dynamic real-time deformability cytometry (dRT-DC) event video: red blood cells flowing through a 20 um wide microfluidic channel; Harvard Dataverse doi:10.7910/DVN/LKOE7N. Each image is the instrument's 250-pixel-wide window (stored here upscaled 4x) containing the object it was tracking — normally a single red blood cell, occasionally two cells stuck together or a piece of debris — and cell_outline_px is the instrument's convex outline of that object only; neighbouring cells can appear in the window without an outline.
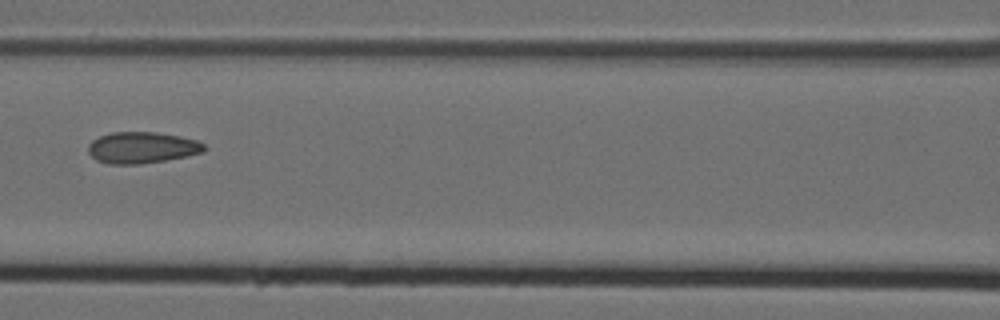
{"species": "Egyptian fruit bat (a non-hibernating species)", "species_latin": "Rousettus aegyptiacus", "temperature_condition": "cold", "stored_images_in_passage": 9, "camera_frame_rate_fps": 3000, "um_per_image_px": 0.085, "animal": {"sex": "female"}, "frame": {"image": 1, "passage_image": 6, "time_ms": 1.667, "image_size_px": [1000, 320], "cell_outline_px": [[208, 148], [204, 152], [164, 160], [140, 164], [108, 164], [96, 160], [88, 152], [88, 144], [92, 140], [100, 136], [112, 132], [156, 132], [180, 136], [196, 140], [204, 144]], "centroid_in_image_um": [12.06, 12.54], "position_along_channel_um": 154.5, "area_um2": 21.21}}
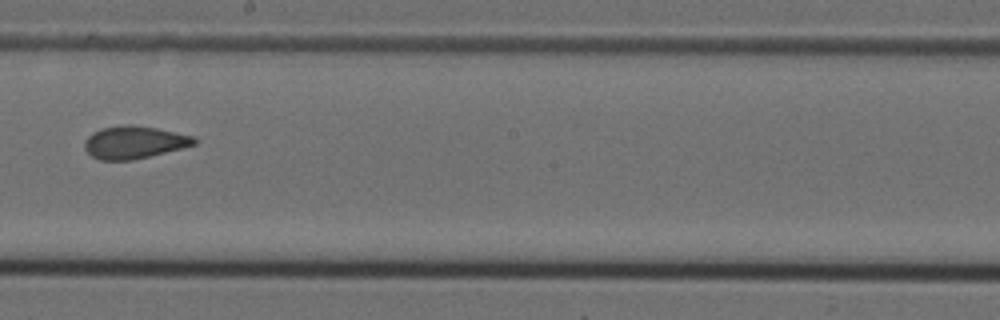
{"frame": {"image": 2, "passage_image": 8, "time_ms": 2.333, "image_size_px": [1000, 320], "cell_outline_px": [[196, 144], [132, 160], [100, 160], [92, 156], [84, 148], [84, 140], [92, 132], [100, 128], [120, 124], [132, 124], [156, 128], [192, 136], [196, 140]], "centroid_in_image_um": [11.33, 12.08], "position_along_channel_um": 236.9, "area_um2": 20.69}}
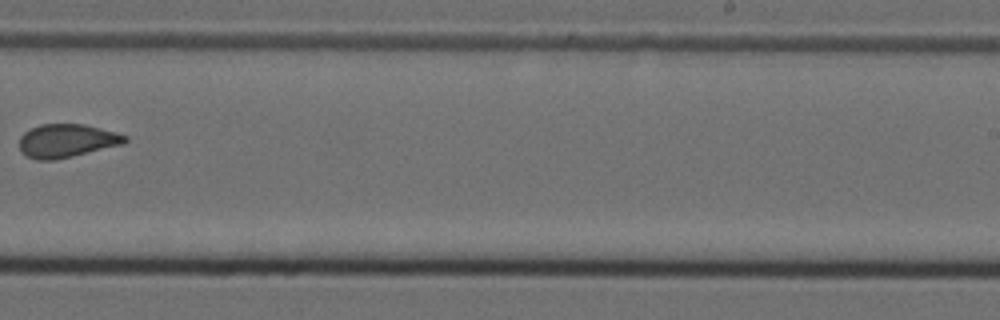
{"frame": {"image": 3, "passage_image": 9, "time_ms": 2.667, "image_size_px": [1000, 320], "cell_outline_px": [[128, 140], [124, 144], [56, 160], [36, 160], [20, 152], [20, 136], [24, 132], [40, 124], [84, 124], [116, 132], [128, 136]], "centroid_in_image_um": [5.68, 11.97], "position_along_channel_um": 283.3, "area_um2": 20.63}}